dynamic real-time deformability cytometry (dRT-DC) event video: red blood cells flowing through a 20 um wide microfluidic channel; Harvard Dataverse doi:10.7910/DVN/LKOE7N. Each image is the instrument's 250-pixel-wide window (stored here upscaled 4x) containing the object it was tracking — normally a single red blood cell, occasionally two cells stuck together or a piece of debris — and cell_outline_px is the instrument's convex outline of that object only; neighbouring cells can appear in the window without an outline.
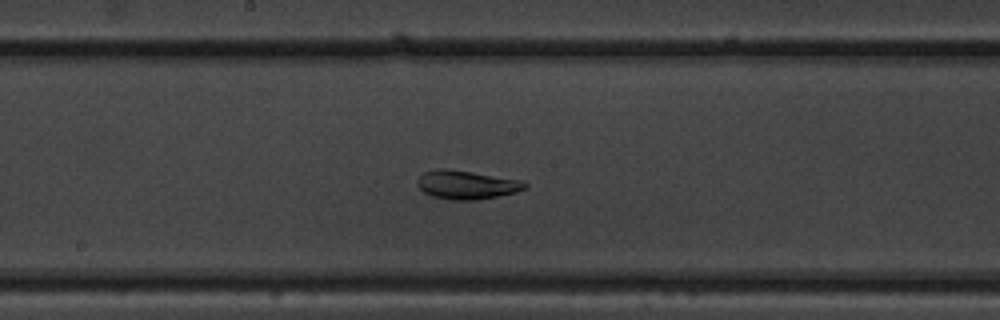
{"species": "common noctule bat (a hibernating species)", "species_latin": "Nyctalus noctula", "temperature_condition": "warm", "stored_images_in_passage": 40, "camera_frame_rate_fps": 3000, "um_per_image_px": 0.085, "animal": {"sex": "male", "body_mass_g": 19.5, "forearm_length_mm": 54.6}, "frame": {"image": 1, "passage_image": 17, "time_ms": 5.333, "image_size_px": [1000, 320], "cell_outline_px": [[528, 184], [524, 188], [516, 192], [476, 200], [452, 200], [432, 196], [424, 192], [416, 184], [416, 180], [424, 172], [436, 168], [444, 168], [472, 172], [520, 180]], "centroid_in_image_um": [39.6, 15.7], "position_along_channel_um": 208.6, "area_um2": 17.8}}
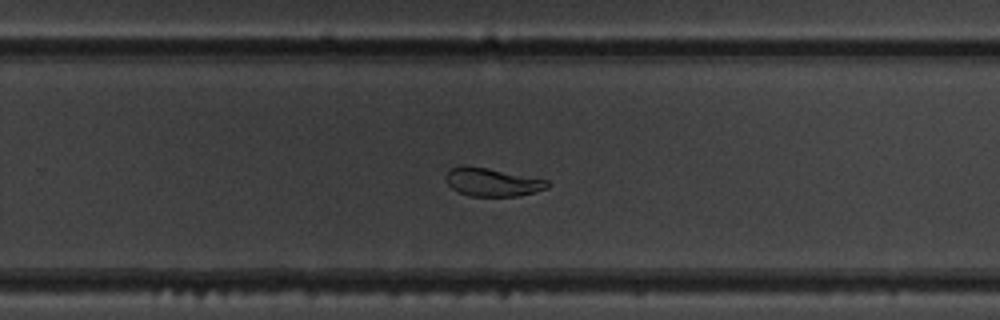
{"frame": {"image": 2, "passage_image": 23, "time_ms": 7.333, "image_size_px": [1000, 320], "cell_outline_px": [[552, 184], [548, 188], [520, 196], [468, 196], [452, 188], [448, 184], [444, 176], [452, 168], [464, 164], [488, 168], [548, 180]], "centroid_in_image_um": [41.86, 15.48], "position_along_channel_um": 287.9, "area_um2": 16.82}}
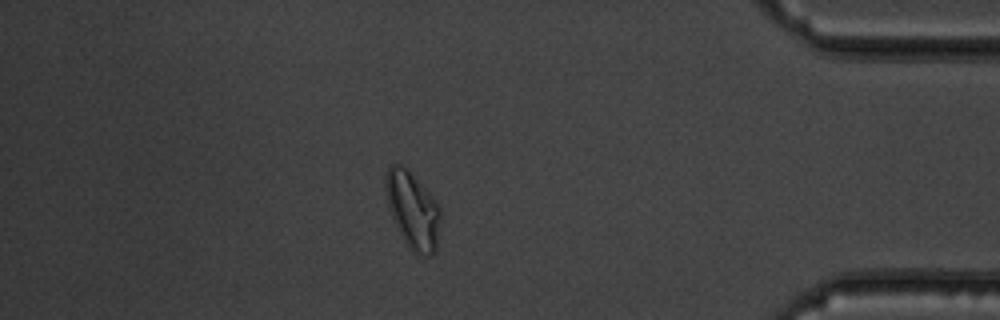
{"frame": {"image": 3, "passage_image": 34, "time_ms": 11.0, "image_size_px": [1000, 320], "cell_outline_px": [[440, 220], [436, 248], [428, 256], [424, 256], [408, 248], [392, 216], [388, 204], [384, 188], [384, 180], [388, 168], [392, 164], [400, 164], [436, 200], [440, 208]], "centroid_in_image_um": [35.07, 17.87], "position_along_channel_um": 400.1, "area_um2": 23.87}, "authors_computed_cell_mechanics": {"area_um2": 18.4382, "velocity_mm_per_s": 3.9907, "shape_relaxation_time_tau1_ms": 4.8717, "shape_relaxation_time_tau2_ms": null, "deformation_change_tau1": 0.1441, "deformation_change_tau2": null}}